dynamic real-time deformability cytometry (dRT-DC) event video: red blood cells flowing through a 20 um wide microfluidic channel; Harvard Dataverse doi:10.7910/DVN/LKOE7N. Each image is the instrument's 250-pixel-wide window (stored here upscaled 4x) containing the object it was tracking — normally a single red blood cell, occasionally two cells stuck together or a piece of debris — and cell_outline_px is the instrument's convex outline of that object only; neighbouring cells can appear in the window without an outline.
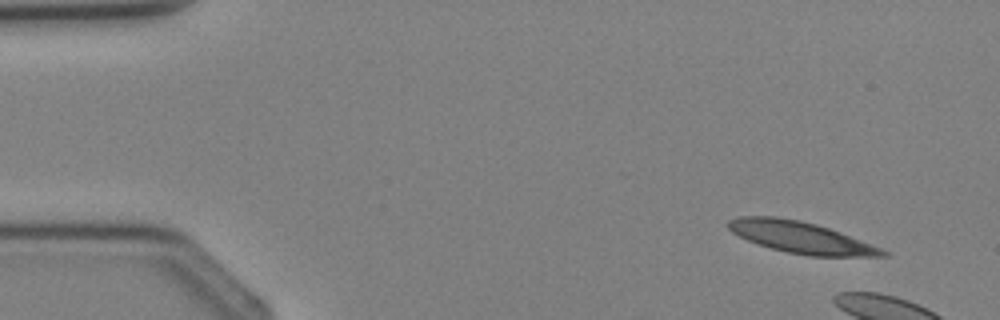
{"species": "Egyptian fruit bat (a non-hibernating species)", "species_latin": "Rousettus aegyptiacus", "temperature_condition": "cold", "stored_images_in_passage": 5, "camera_frame_rate_fps": 3000, "um_per_image_px": 0.085, "animal": {"sex": "female"}, "frame": {"image": 1, "passage_image": 1, "time_ms": 0.0, "image_size_px": [1000, 320], "cell_outline_px": [[888, 256], [808, 256], [788, 252], [772, 248], [748, 240], [732, 232], [728, 228], [728, 220], [740, 216], [776, 216], [800, 220], [816, 224], [840, 232], [880, 248], [888, 252]], "centroid_in_image_um": [68.05, 20.17], "position_along_channel_um": 17.0, "area_um2": 27.92}}
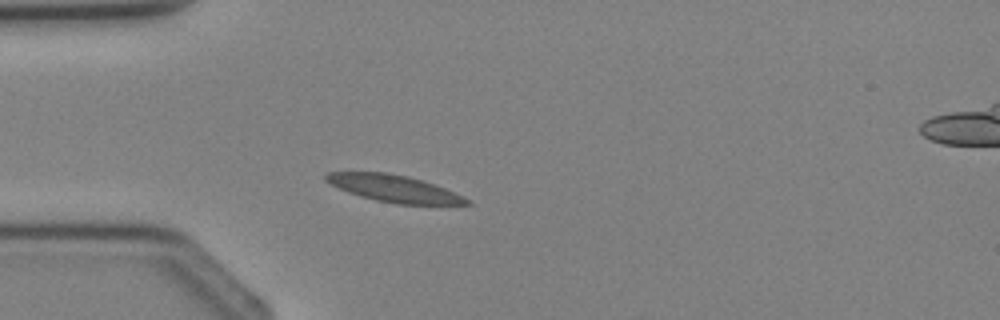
{"frame": {"image": 2, "passage_image": 4, "time_ms": 3.333, "image_size_px": [1000, 320], "cell_outline_px": [[472, 204], [396, 204], [376, 200], [360, 196], [348, 192], [324, 180], [324, 176], [328, 172], [388, 172], [408, 176], [444, 188], [472, 200]], "centroid_in_image_um": [33.48, 16.02], "position_along_channel_um": 51.5, "area_um2": 21.85}}